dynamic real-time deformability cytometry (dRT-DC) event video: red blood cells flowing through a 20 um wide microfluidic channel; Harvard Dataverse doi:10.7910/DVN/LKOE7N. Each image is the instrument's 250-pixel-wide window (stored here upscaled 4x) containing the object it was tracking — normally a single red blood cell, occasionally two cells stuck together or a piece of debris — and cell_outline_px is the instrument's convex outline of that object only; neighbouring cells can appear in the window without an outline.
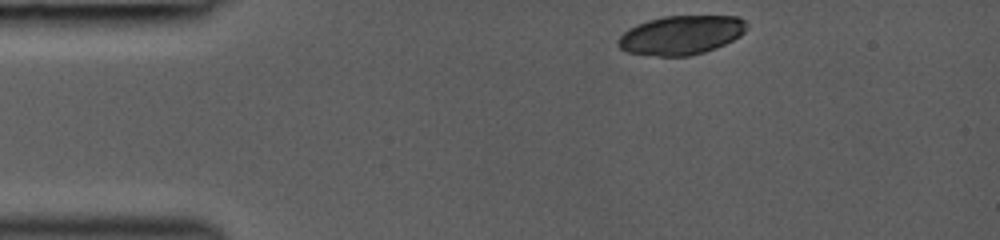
{"species": "common noctule bat (a hibernating species)", "species_latin": "Nyctalus noctula", "temperature_condition": "room temperature", "stored_images_in_passage": 7, "camera_frame_rate_fps": 3000, "um_per_image_px": 0.085, "animal": {"sex": "female", "body_mass_g": 19.0, "forearm_length_mm": 53.3}, "frame": {"image": 1, "passage_image": 1, "time_ms": 0.0, "image_size_px": [1000, 240], "cell_outline_px": [[748, 28], [740, 36], [716, 48], [704, 52], [688, 56], [660, 56], [624, 52], [616, 44], [616, 40], [628, 28], [636, 24], [648, 20], [664, 16], [740, 16], [748, 24]], "centroid_in_image_um": [57.88, 2.98], "position_along_channel_um": 27.1, "area_um2": 29.48}}